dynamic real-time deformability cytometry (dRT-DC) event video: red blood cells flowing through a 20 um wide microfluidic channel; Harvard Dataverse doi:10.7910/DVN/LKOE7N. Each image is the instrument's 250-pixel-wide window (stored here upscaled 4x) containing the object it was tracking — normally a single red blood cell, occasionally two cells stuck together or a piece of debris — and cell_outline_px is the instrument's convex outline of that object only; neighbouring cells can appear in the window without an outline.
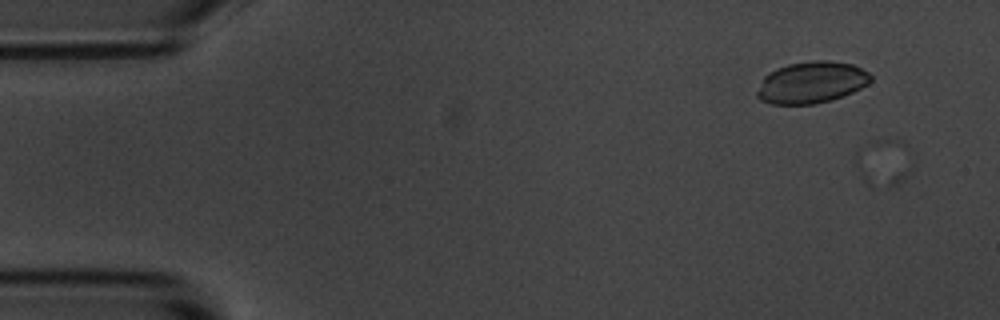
{"species": "common noctule bat (a hibernating species)", "species_latin": "Nyctalus noctula", "temperature_condition": "room temperature", "stored_images_in_passage": 6, "camera_frame_rate_fps": 3000, "um_per_image_px": 0.085, "animal": {"sex": "male", "body_mass_g": 20.1, "forearm_length_mm": 53.5}, "frame": {"image": 1, "passage_image": 5, "time_ms": 1.333, "image_size_px": [1000, 320], "cell_outline_px": [[872, 80], [868, 84], [844, 96], [832, 100], [816, 104], [772, 104], [760, 100], [756, 96], [756, 92], [764, 76], [776, 68], [788, 64], [812, 60], [828, 60], [852, 64], [868, 72], [872, 76]], "centroid_in_image_um": [68.97, 7.01], "position_along_channel_um": 16.0, "area_um2": 27.74}}